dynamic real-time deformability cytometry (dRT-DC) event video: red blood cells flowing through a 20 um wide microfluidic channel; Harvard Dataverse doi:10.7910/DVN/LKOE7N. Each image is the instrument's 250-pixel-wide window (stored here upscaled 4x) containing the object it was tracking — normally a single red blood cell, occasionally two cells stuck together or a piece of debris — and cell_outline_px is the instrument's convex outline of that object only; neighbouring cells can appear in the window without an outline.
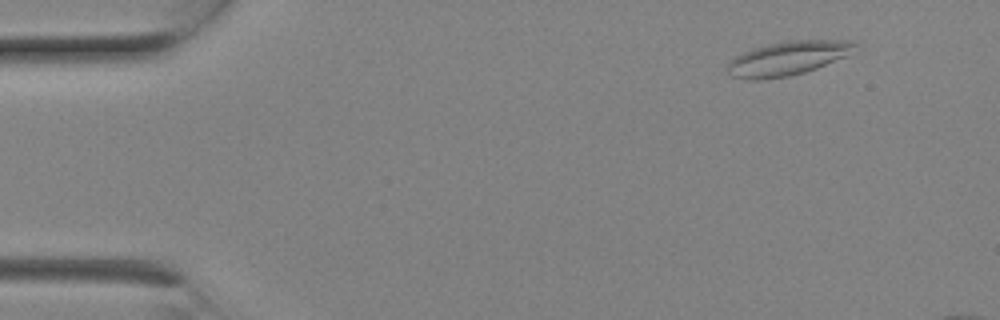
{"species": "Egyptian fruit bat (a non-hibernating species)", "species_latin": "Rousettus aegyptiacus", "temperature_condition": "room temperature", "stored_images_in_passage": 8, "camera_frame_rate_fps": 3000, "um_per_image_px": 0.085, "animal": {"sex": "female"}, "frame": {"image": 1, "passage_image": 3, "time_ms": 0.667, "image_size_px": [1000, 320], "cell_outline_px": [[860, 44], [848, 56], [816, 68], [804, 72], [788, 76], [764, 80], [752, 80], [732, 76], [728, 72], [728, 64], [736, 56], [744, 52], [756, 48], [788, 40], [856, 40]], "centroid_in_image_um": [67.05, 4.95], "position_along_channel_um": 18.0, "area_um2": 25.2}}